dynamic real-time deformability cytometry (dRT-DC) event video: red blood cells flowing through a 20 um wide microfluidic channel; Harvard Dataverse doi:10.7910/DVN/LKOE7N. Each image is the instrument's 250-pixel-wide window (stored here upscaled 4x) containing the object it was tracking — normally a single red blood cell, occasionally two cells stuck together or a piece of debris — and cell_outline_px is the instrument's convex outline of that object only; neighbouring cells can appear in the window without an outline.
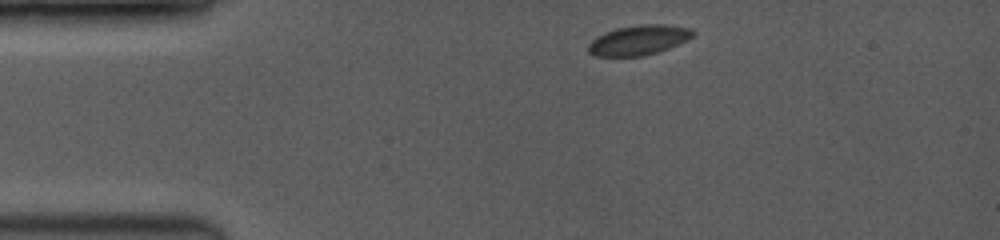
{"species": "common noctule bat (a hibernating species)", "species_latin": "Nyctalus noctula", "temperature_condition": "room temperature", "stored_images_in_passage": 8, "camera_frame_rate_fps": 3500, "um_per_image_px": 0.085, "animal": {"sex": "female", "body_mass_g": 19.0, "forearm_length_mm": 53.3}, "frame": {"image": 1, "passage_image": 1, "time_ms": 0.0, "image_size_px": [1000, 240], "cell_outline_px": [[696, 32], [688, 40], [668, 48], [644, 56], [596, 56], [588, 52], [588, 44], [592, 40], [608, 32], [620, 28], [644, 24], [660, 24], [692, 28]], "centroid_in_image_um": [54.33, 3.42], "position_along_channel_um": 30.7, "area_um2": 17.86}}
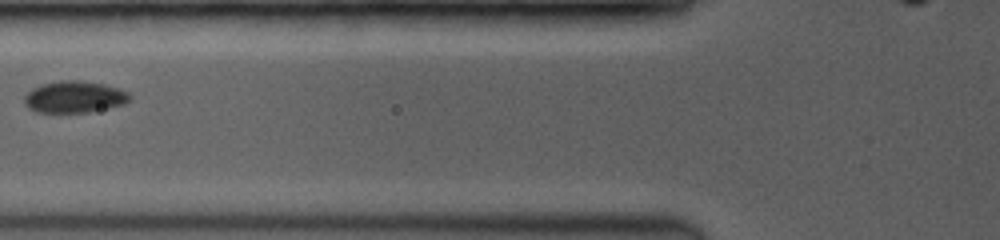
{"frame": {"image": 2, "passage_image": 6, "time_ms": 3.429, "image_size_px": [1000, 240], "cell_outline_px": [[128, 100], [124, 104], [88, 112], [36, 112], [28, 108], [24, 104], [24, 96], [32, 88], [40, 84], [60, 80], [80, 80], [104, 84], [120, 88], [128, 92]], "centroid_in_image_um": [6.28, 8.22], "position_along_channel_um": 119.5, "area_um2": 19.48}}
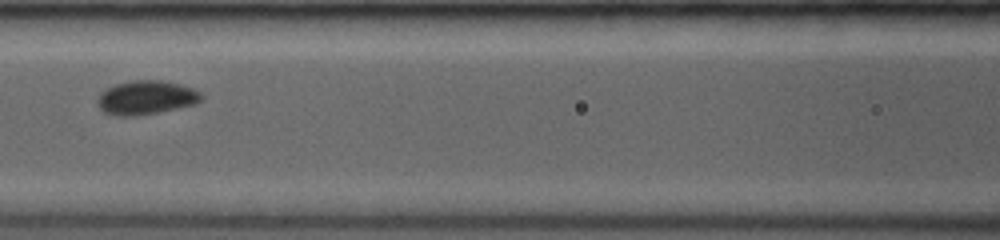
{"frame": {"image": 3, "passage_image": 7, "time_ms": 4.286, "image_size_px": [1000, 240], "cell_outline_px": [[204, 96], [196, 104], [136, 116], [116, 116], [104, 112], [96, 104], [96, 100], [100, 92], [104, 88], [116, 84], [132, 80], [160, 80], [180, 84], [192, 88], [200, 92]], "centroid_in_image_um": [12.37, 8.29], "position_along_channel_um": 154.2, "area_um2": 20.63}}